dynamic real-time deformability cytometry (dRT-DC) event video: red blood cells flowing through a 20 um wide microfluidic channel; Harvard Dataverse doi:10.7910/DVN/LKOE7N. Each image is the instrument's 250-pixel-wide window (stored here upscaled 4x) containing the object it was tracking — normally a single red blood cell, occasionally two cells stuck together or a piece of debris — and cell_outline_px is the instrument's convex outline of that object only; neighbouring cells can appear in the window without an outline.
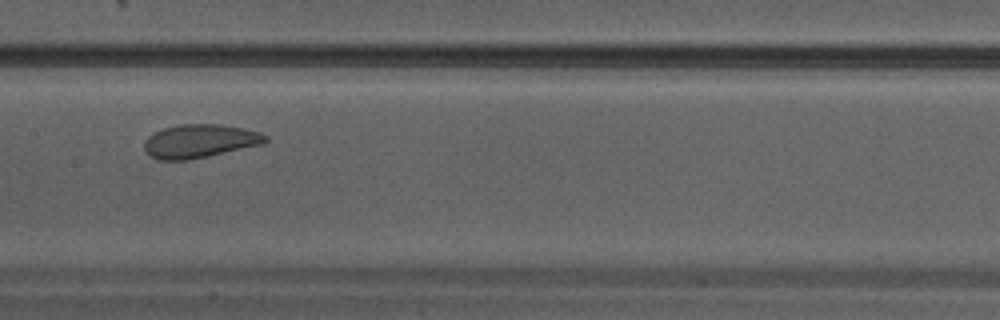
{"species": "Egyptian fruit bat (a non-hibernating species)", "species_latin": "Rousettus aegyptiacus", "temperature_condition": "warm", "stored_images_in_passage": 31, "camera_frame_rate_fps": 3000, "um_per_image_px": 0.085, "animal": {"sex": "male"}, "frame": {"image": 1, "passage_image": 14, "time_ms": 4.333, "image_size_px": [1000, 320], "cell_outline_px": [[268, 140], [264, 144], [188, 160], [160, 160], [152, 156], [144, 148], [144, 140], [148, 136], [164, 128], [180, 124], [216, 124], [240, 128], [260, 132], [268, 136]], "centroid_in_image_um": [16.99, 11.99], "position_along_channel_um": 190.4, "area_um2": 23.41}}
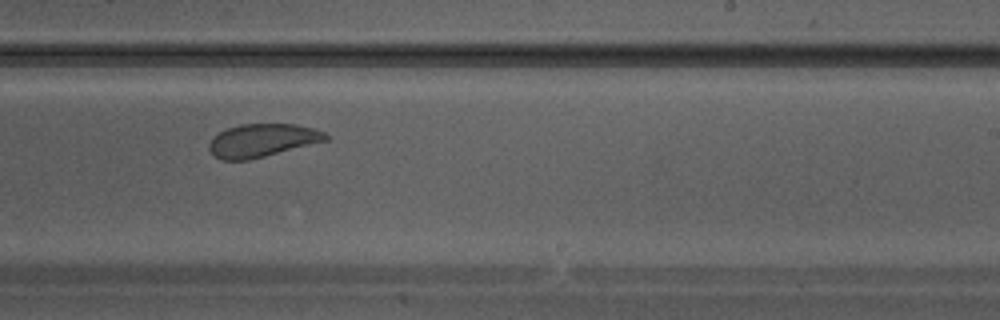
{"frame": {"image": 2, "passage_image": 18, "time_ms": 5.667, "image_size_px": [1000, 320], "cell_outline_px": [[328, 140], [248, 160], [220, 160], [212, 156], [208, 148], [208, 144], [220, 132], [228, 128], [240, 124], [296, 124], [316, 128], [324, 132], [328, 136]], "centroid_in_image_um": [22.28, 11.93], "position_along_channel_um": 266.7, "area_um2": 22.43}}